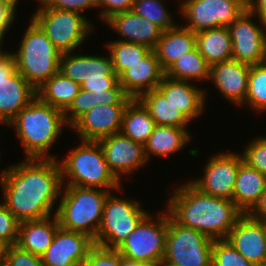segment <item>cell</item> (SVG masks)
<instances>
[{
    "label": "cell",
    "instance_id": "cell-25",
    "mask_svg": "<svg viewBox=\"0 0 266 266\" xmlns=\"http://www.w3.org/2000/svg\"><path fill=\"white\" fill-rule=\"evenodd\" d=\"M196 47V36L190 29L175 26L162 32L154 51L165 72L178 58Z\"/></svg>",
    "mask_w": 266,
    "mask_h": 266
},
{
    "label": "cell",
    "instance_id": "cell-11",
    "mask_svg": "<svg viewBox=\"0 0 266 266\" xmlns=\"http://www.w3.org/2000/svg\"><path fill=\"white\" fill-rule=\"evenodd\" d=\"M247 9V0H185L178 12L184 27L195 34L217 27H228Z\"/></svg>",
    "mask_w": 266,
    "mask_h": 266
},
{
    "label": "cell",
    "instance_id": "cell-32",
    "mask_svg": "<svg viewBox=\"0 0 266 266\" xmlns=\"http://www.w3.org/2000/svg\"><path fill=\"white\" fill-rule=\"evenodd\" d=\"M165 76L178 81L209 80L210 64L197 47L178 58L166 71Z\"/></svg>",
    "mask_w": 266,
    "mask_h": 266
},
{
    "label": "cell",
    "instance_id": "cell-6",
    "mask_svg": "<svg viewBox=\"0 0 266 266\" xmlns=\"http://www.w3.org/2000/svg\"><path fill=\"white\" fill-rule=\"evenodd\" d=\"M26 29L18 51L12 52L17 71L35 88L59 72L61 53L33 20Z\"/></svg>",
    "mask_w": 266,
    "mask_h": 266
},
{
    "label": "cell",
    "instance_id": "cell-37",
    "mask_svg": "<svg viewBox=\"0 0 266 266\" xmlns=\"http://www.w3.org/2000/svg\"><path fill=\"white\" fill-rule=\"evenodd\" d=\"M243 161L266 176V136L257 137L246 145Z\"/></svg>",
    "mask_w": 266,
    "mask_h": 266
},
{
    "label": "cell",
    "instance_id": "cell-26",
    "mask_svg": "<svg viewBox=\"0 0 266 266\" xmlns=\"http://www.w3.org/2000/svg\"><path fill=\"white\" fill-rule=\"evenodd\" d=\"M265 188L266 176L243 161L237 172L232 200L244 214H247Z\"/></svg>",
    "mask_w": 266,
    "mask_h": 266
},
{
    "label": "cell",
    "instance_id": "cell-45",
    "mask_svg": "<svg viewBox=\"0 0 266 266\" xmlns=\"http://www.w3.org/2000/svg\"><path fill=\"white\" fill-rule=\"evenodd\" d=\"M18 0H0V42L15 20V12Z\"/></svg>",
    "mask_w": 266,
    "mask_h": 266
},
{
    "label": "cell",
    "instance_id": "cell-41",
    "mask_svg": "<svg viewBox=\"0 0 266 266\" xmlns=\"http://www.w3.org/2000/svg\"><path fill=\"white\" fill-rule=\"evenodd\" d=\"M4 266H45L42 258L13 244L8 246Z\"/></svg>",
    "mask_w": 266,
    "mask_h": 266
},
{
    "label": "cell",
    "instance_id": "cell-13",
    "mask_svg": "<svg viewBox=\"0 0 266 266\" xmlns=\"http://www.w3.org/2000/svg\"><path fill=\"white\" fill-rule=\"evenodd\" d=\"M36 97V89L17 71L12 53L0 61V123L9 124Z\"/></svg>",
    "mask_w": 266,
    "mask_h": 266
},
{
    "label": "cell",
    "instance_id": "cell-23",
    "mask_svg": "<svg viewBox=\"0 0 266 266\" xmlns=\"http://www.w3.org/2000/svg\"><path fill=\"white\" fill-rule=\"evenodd\" d=\"M156 89L189 121L203 112L206 92L189 81H178L164 76Z\"/></svg>",
    "mask_w": 266,
    "mask_h": 266
},
{
    "label": "cell",
    "instance_id": "cell-49",
    "mask_svg": "<svg viewBox=\"0 0 266 266\" xmlns=\"http://www.w3.org/2000/svg\"><path fill=\"white\" fill-rule=\"evenodd\" d=\"M120 266H139V261L126 258L120 254Z\"/></svg>",
    "mask_w": 266,
    "mask_h": 266
},
{
    "label": "cell",
    "instance_id": "cell-53",
    "mask_svg": "<svg viewBox=\"0 0 266 266\" xmlns=\"http://www.w3.org/2000/svg\"><path fill=\"white\" fill-rule=\"evenodd\" d=\"M265 243H266V222H265Z\"/></svg>",
    "mask_w": 266,
    "mask_h": 266
},
{
    "label": "cell",
    "instance_id": "cell-18",
    "mask_svg": "<svg viewBox=\"0 0 266 266\" xmlns=\"http://www.w3.org/2000/svg\"><path fill=\"white\" fill-rule=\"evenodd\" d=\"M127 105H96L83 114L71 128L81 137V140L99 141L120 132L123 113Z\"/></svg>",
    "mask_w": 266,
    "mask_h": 266
},
{
    "label": "cell",
    "instance_id": "cell-7",
    "mask_svg": "<svg viewBox=\"0 0 266 266\" xmlns=\"http://www.w3.org/2000/svg\"><path fill=\"white\" fill-rule=\"evenodd\" d=\"M147 215L139 201L118 198L109 193L99 230L93 239L95 245L117 250Z\"/></svg>",
    "mask_w": 266,
    "mask_h": 266
},
{
    "label": "cell",
    "instance_id": "cell-14",
    "mask_svg": "<svg viewBox=\"0 0 266 266\" xmlns=\"http://www.w3.org/2000/svg\"><path fill=\"white\" fill-rule=\"evenodd\" d=\"M254 15L246 9L229 26L232 40V59L248 65L266 62V28L252 21ZM264 26V27H263Z\"/></svg>",
    "mask_w": 266,
    "mask_h": 266
},
{
    "label": "cell",
    "instance_id": "cell-38",
    "mask_svg": "<svg viewBox=\"0 0 266 266\" xmlns=\"http://www.w3.org/2000/svg\"><path fill=\"white\" fill-rule=\"evenodd\" d=\"M97 105L95 93L93 91L79 90L70 107L64 112L65 121L68 126H72L83 114Z\"/></svg>",
    "mask_w": 266,
    "mask_h": 266
},
{
    "label": "cell",
    "instance_id": "cell-15",
    "mask_svg": "<svg viewBox=\"0 0 266 266\" xmlns=\"http://www.w3.org/2000/svg\"><path fill=\"white\" fill-rule=\"evenodd\" d=\"M242 155L236 153L215 154L204 167V176L190 183L204 194L232 200Z\"/></svg>",
    "mask_w": 266,
    "mask_h": 266
},
{
    "label": "cell",
    "instance_id": "cell-48",
    "mask_svg": "<svg viewBox=\"0 0 266 266\" xmlns=\"http://www.w3.org/2000/svg\"><path fill=\"white\" fill-rule=\"evenodd\" d=\"M8 244L0 239V266H4Z\"/></svg>",
    "mask_w": 266,
    "mask_h": 266
},
{
    "label": "cell",
    "instance_id": "cell-24",
    "mask_svg": "<svg viewBox=\"0 0 266 266\" xmlns=\"http://www.w3.org/2000/svg\"><path fill=\"white\" fill-rule=\"evenodd\" d=\"M53 214V218L49 216L20 222L16 245L41 257L51 245L55 233L60 227L56 213Z\"/></svg>",
    "mask_w": 266,
    "mask_h": 266
},
{
    "label": "cell",
    "instance_id": "cell-51",
    "mask_svg": "<svg viewBox=\"0 0 266 266\" xmlns=\"http://www.w3.org/2000/svg\"><path fill=\"white\" fill-rule=\"evenodd\" d=\"M9 52H4L2 50V42H0V61L8 54Z\"/></svg>",
    "mask_w": 266,
    "mask_h": 266
},
{
    "label": "cell",
    "instance_id": "cell-9",
    "mask_svg": "<svg viewBox=\"0 0 266 266\" xmlns=\"http://www.w3.org/2000/svg\"><path fill=\"white\" fill-rule=\"evenodd\" d=\"M213 239L177 223L168 213L163 261L173 266H211Z\"/></svg>",
    "mask_w": 266,
    "mask_h": 266
},
{
    "label": "cell",
    "instance_id": "cell-8",
    "mask_svg": "<svg viewBox=\"0 0 266 266\" xmlns=\"http://www.w3.org/2000/svg\"><path fill=\"white\" fill-rule=\"evenodd\" d=\"M40 3L42 6L36 10L32 19L61 54L73 52L94 30L83 14L46 7Z\"/></svg>",
    "mask_w": 266,
    "mask_h": 266
},
{
    "label": "cell",
    "instance_id": "cell-30",
    "mask_svg": "<svg viewBox=\"0 0 266 266\" xmlns=\"http://www.w3.org/2000/svg\"><path fill=\"white\" fill-rule=\"evenodd\" d=\"M155 126L144 105L138 99H132L124 110L120 132L144 146Z\"/></svg>",
    "mask_w": 266,
    "mask_h": 266
},
{
    "label": "cell",
    "instance_id": "cell-44",
    "mask_svg": "<svg viewBox=\"0 0 266 266\" xmlns=\"http://www.w3.org/2000/svg\"><path fill=\"white\" fill-rule=\"evenodd\" d=\"M134 0H98V8H104L100 17L104 22L112 15L133 9Z\"/></svg>",
    "mask_w": 266,
    "mask_h": 266
},
{
    "label": "cell",
    "instance_id": "cell-43",
    "mask_svg": "<svg viewBox=\"0 0 266 266\" xmlns=\"http://www.w3.org/2000/svg\"><path fill=\"white\" fill-rule=\"evenodd\" d=\"M95 97L97 105L128 104L132 100L125 94L119 82L112 89L95 93Z\"/></svg>",
    "mask_w": 266,
    "mask_h": 266
},
{
    "label": "cell",
    "instance_id": "cell-17",
    "mask_svg": "<svg viewBox=\"0 0 266 266\" xmlns=\"http://www.w3.org/2000/svg\"><path fill=\"white\" fill-rule=\"evenodd\" d=\"M95 246L87 234L59 227L46 252L41 256L45 266H77L83 263Z\"/></svg>",
    "mask_w": 266,
    "mask_h": 266
},
{
    "label": "cell",
    "instance_id": "cell-21",
    "mask_svg": "<svg viewBox=\"0 0 266 266\" xmlns=\"http://www.w3.org/2000/svg\"><path fill=\"white\" fill-rule=\"evenodd\" d=\"M164 76L165 72L160 66L156 53L151 50L118 78L125 94L132 99H138L145 92L156 89Z\"/></svg>",
    "mask_w": 266,
    "mask_h": 266
},
{
    "label": "cell",
    "instance_id": "cell-50",
    "mask_svg": "<svg viewBox=\"0 0 266 266\" xmlns=\"http://www.w3.org/2000/svg\"><path fill=\"white\" fill-rule=\"evenodd\" d=\"M139 266H164L163 259L139 261Z\"/></svg>",
    "mask_w": 266,
    "mask_h": 266
},
{
    "label": "cell",
    "instance_id": "cell-46",
    "mask_svg": "<svg viewBox=\"0 0 266 266\" xmlns=\"http://www.w3.org/2000/svg\"><path fill=\"white\" fill-rule=\"evenodd\" d=\"M247 214L251 218L266 222V188L259 197L257 203Z\"/></svg>",
    "mask_w": 266,
    "mask_h": 266
},
{
    "label": "cell",
    "instance_id": "cell-39",
    "mask_svg": "<svg viewBox=\"0 0 266 266\" xmlns=\"http://www.w3.org/2000/svg\"><path fill=\"white\" fill-rule=\"evenodd\" d=\"M20 221L7 209L4 203L0 204V239L9 246L16 244Z\"/></svg>",
    "mask_w": 266,
    "mask_h": 266
},
{
    "label": "cell",
    "instance_id": "cell-27",
    "mask_svg": "<svg viewBox=\"0 0 266 266\" xmlns=\"http://www.w3.org/2000/svg\"><path fill=\"white\" fill-rule=\"evenodd\" d=\"M190 140V134L186 128L156 125L144 145L145 157L148 161L149 155L154 154L159 157L173 154L184 148Z\"/></svg>",
    "mask_w": 266,
    "mask_h": 266
},
{
    "label": "cell",
    "instance_id": "cell-34",
    "mask_svg": "<svg viewBox=\"0 0 266 266\" xmlns=\"http://www.w3.org/2000/svg\"><path fill=\"white\" fill-rule=\"evenodd\" d=\"M245 104L253 111L266 110V62L250 65Z\"/></svg>",
    "mask_w": 266,
    "mask_h": 266
},
{
    "label": "cell",
    "instance_id": "cell-5",
    "mask_svg": "<svg viewBox=\"0 0 266 266\" xmlns=\"http://www.w3.org/2000/svg\"><path fill=\"white\" fill-rule=\"evenodd\" d=\"M61 167L62 183L65 186L99 188L103 190H121L120 183L111 172L98 141H84L76 149L69 151Z\"/></svg>",
    "mask_w": 266,
    "mask_h": 266
},
{
    "label": "cell",
    "instance_id": "cell-52",
    "mask_svg": "<svg viewBox=\"0 0 266 266\" xmlns=\"http://www.w3.org/2000/svg\"><path fill=\"white\" fill-rule=\"evenodd\" d=\"M164 266H173V265L164 262Z\"/></svg>",
    "mask_w": 266,
    "mask_h": 266
},
{
    "label": "cell",
    "instance_id": "cell-2",
    "mask_svg": "<svg viewBox=\"0 0 266 266\" xmlns=\"http://www.w3.org/2000/svg\"><path fill=\"white\" fill-rule=\"evenodd\" d=\"M167 202L166 210L177 223L213 240L226 239L244 214L233 200L204 194L190 182L175 189Z\"/></svg>",
    "mask_w": 266,
    "mask_h": 266
},
{
    "label": "cell",
    "instance_id": "cell-29",
    "mask_svg": "<svg viewBox=\"0 0 266 266\" xmlns=\"http://www.w3.org/2000/svg\"><path fill=\"white\" fill-rule=\"evenodd\" d=\"M81 86L57 72L39 88L36 89V96L43 102L65 112L78 95Z\"/></svg>",
    "mask_w": 266,
    "mask_h": 266
},
{
    "label": "cell",
    "instance_id": "cell-33",
    "mask_svg": "<svg viewBox=\"0 0 266 266\" xmlns=\"http://www.w3.org/2000/svg\"><path fill=\"white\" fill-rule=\"evenodd\" d=\"M110 52L116 75L119 77L126 69L139 62L151 49L140 44L115 40L106 44Z\"/></svg>",
    "mask_w": 266,
    "mask_h": 266
},
{
    "label": "cell",
    "instance_id": "cell-10",
    "mask_svg": "<svg viewBox=\"0 0 266 266\" xmlns=\"http://www.w3.org/2000/svg\"><path fill=\"white\" fill-rule=\"evenodd\" d=\"M59 72L94 93L112 89L119 82L111 56L61 54Z\"/></svg>",
    "mask_w": 266,
    "mask_h": 266
},
{
    "label": "cell",
    "instance_id": "cell-31",
    "mask_svg": "<svg viewBox=\"0 0 266 266\" xmlns=\"http://www.w3.org/2000/svg\"><path fill=\"white\" fill-rule=\"evenodd\" d=\"M138 100L149 111L150 117L156 125L186 128L190 122L157 89L145 92Z\"/></svg>",
    "mask_w": 266,
    "mask_h": 266
},
{
    "label": "cell",
    "instance_id": "cell-42",
    "mask_svg": "<svg viewBox=\"0 0 266 266\" xmlns=\"http://www.w3.org/2000/svg\"><path fill=\"white\" fill-rule=\"evenodd\" d=\"M42 2L46 7L57 8L60 10L75 11L80 14L81 12L92 8L98 7V0H37Z\"/></svg>",
    "mask_w": 266,
    "mask_h": 266
},
{
    "label": "cell",
    "instance_id": "cell-20",
    "mask_svg": "<svg viewBox=\"0 0 266 266\" xmlns=\"http://www.w3.org/2000/svg\"><path fill=\"white\" fill-rule=\"evenodd\" d=\"M250 65L231 59L210 65L209 79L221 95L237 106L245 102Z\"/></svg>",
    "mask_w": 266,
    "mask_h": 266
},
{
    "label": "cell",
    "instance_id": "cell-16",
    "mask_svg": "<svg viewBox=\"0 0 266 266\" xmlns=\"http://www.w3.org/2000/svg\"><path fill=\"white\" fill-rule=\"evenodd\" d=\"M98 142L109 169L119 181H121V175L132 174L133 171L148 162L144 146L121 132L104 137Z\"/></svg>",
    "mask_w": 266,
    "mask_h": 266
},
{
    "label": "cell",
    "instance_id": "cell-1",
    "mask_svg": "<svg viewBox=\"0 0 266 266\" xmlns=\"http://www.w3.org/2000/svg\"><path fill=\"white\" fill-rule=\"evenodd\" d=\"M0 183L3 203L20 222L51 216L63 189L61 167L54 158H26L3 170Z\"/></svg>",
    "mask_w": 266,
    "mask_h": 266
},
{
    "label": "cell",
    "instance_id": "cell-3",
    "mask_svg": "<svg viewBox=\"0 0 266 266\" xmlns=\"http://www.w3.org/2000/svg\"><path fill=\"white\" fill-rule=\"evenodd\" d=\"M14 127L25 152V158L57 159L48 150L67 123L64 112L41 101L37 96L8 124Z\"/></svg>",
    "mask_w": 266,
    "mask_h": 266
},
{
    "label": "cell",
    "instance_id": "cell-4",
    "mask_svg": "<svg viewBox=\"0 0 266 266\" xmlns=\"http://www.w3.org/2000/svg\"><path fill=\"white\" fill-rule=\"evenodd\" d=\"M65 190V191H64ZM55 210L59 226L87 234L94 239L99 230L104 203L110 190L65 186Z\"/></svg>",
    "mask_w": 266,
    "mask_h": 266
},
{
    "label": "cell",
    "instance_id": "cell-12",
    "mask_svg": "<svg viewBox=\"0 0 266 266\" xmlns=\"http://www.w3.org/2000/svg\"><path fill=\"white\" fill-rule=\"evenodd\" d=\"M166 212V213H165ZM148 215L138 224L117 251L136 261L163 259L168 231V211L155 217Z\"/></svg>",
    "mask_w": 266,
    "mask_h": 266
},
{
    "label": "cell",
    "instance_id": "cell-28",
    "mask_svg": "<svg viewBox=\"0 0 266 266\" xmlns=\"http://www.w3.org/2000/svg\"><path fill=\"white\" fill-rule=\"evenodd\" d=\"M199 53L210 64L232 59V40L228 27H217L195 34Z\"/></svg>",
    "mask_w": 266,
    "mask_h": 266
},
{
    "label": "cell",
    "instance_id": "cell-22",
    "mask_svg": "<svg viewBox=\"0 0 266 266\" xmlns=\"http://www.w3.org/2000/svg\"><path fill=\"white\" fill-rule=\"evenodd\" d=\"M125 42L144 45L151 50L157 45L163 32L157 25L137 15L133 10L112 15L105 21Z\"/></svg>",
    "mask_w": 266,
    "mask_h": 266
},
{
    "label": "cell",
    "instance_id": "cell-40",
    "mask_svg": "<svg viewBox=\"0 0 266 266\" xmlns=\"http://www.w3.org/2000/svg\"><path fill=\"white\" fill-rule=\"evenodd\" d=\"M81 266H120V253L95 245L83 260Z\"/></svg>",
    "mask_w": 266,
    "mask_h": 266
},
{
    "label": "cell",
    "instance_id": "cell-35",
    "mask_svg": "<svg viewBox=\"0 0 266 266\" xmlns=\"http://www.w3.org/2000/svg\"><path fill=\"white\" fill-rule=\"evenodd\" d=\"M137 15L148 19L163 31L176 26L161 0H134L132 9Z\"/></svg>",
    "mask_w": 266,
    "mask_h": 266
},
{
    "label": "cell",
    "instance_id": "cell-19",
    "mask_svg": "<svg viewBox=\"0 0 266 266\" xmlns=\"http://www.w3.org/2000/svg\"><path fill=\"white\" fill-rule=\"evenodd\" d=\"M226 240L255 266L266 265L265 222L243 214Z\"/></svg>",
    "mask_w": 266,
    "mask_h": 266
},
{
    "label": "cell",
    "instance_id": "cell-36",
    "mask_svg": "<svg viewBox=\"0 0 266 266\" xmlns=\"http://www.w3.org/2000/svg\"><path fill=\"white\" fill-rule=\"evenodd\" d=\"M211 266H255L226 239L213 240Z\"/></svg>",
    "mask_w": 266,
    "mask_h": 266
},
{
    "label": "cell",
    "instance_id": "cell-47",
    "mask_svg": "<svg viewBox=\"0 0 266 266\" xmlns=\"http://www.w3.org/2000/svg\"><path fill=\"white\" fill-rule=\"evenodd\" d=\"M247 9L257 15L260 23L266 24V0H247Z\"/></svg>",
    "mask_w": 266,
    "mask_h": 266
}]
</instances>
